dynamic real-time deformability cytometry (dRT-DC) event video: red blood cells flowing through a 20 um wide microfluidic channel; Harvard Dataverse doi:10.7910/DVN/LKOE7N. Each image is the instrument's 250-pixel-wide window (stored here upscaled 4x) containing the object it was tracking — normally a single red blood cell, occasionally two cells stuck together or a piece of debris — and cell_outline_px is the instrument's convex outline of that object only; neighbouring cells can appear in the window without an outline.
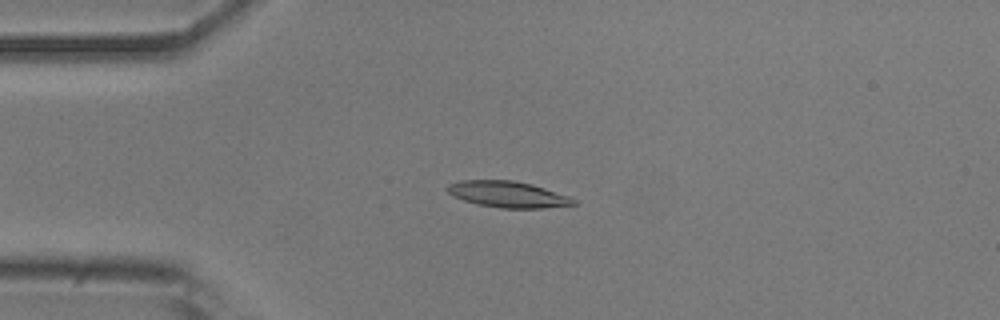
{"species": "common noctule bat (a hibernating species)", "species_latin": "Nyctalus noctula", "temperature_condition": "room temperature", "stored_images_in_passage": 38, "camera_frame_rate_fps": 3000, "um_per_image_px": 0.085, "animal": {"sex": "male", "body_mass_g": 20.5, "forearm_length_mm": 52.5}, "frame": {"image": 1, "passage_image": 11, "time_ms": 3.333, "image_size_px": [1000, 320], "cell_outline_px": [[576, 204], [544, 208], [500, 208], [476, 204], [452, 196], [444, 188], [448, 184], [460, 180], [512, 180], [532, 184], [568, 196], [576, 200]], "centroid_in_image_um": [43.11, 16.52], "position_along_channel_um": 41.9, "area_um2": 19.31}}
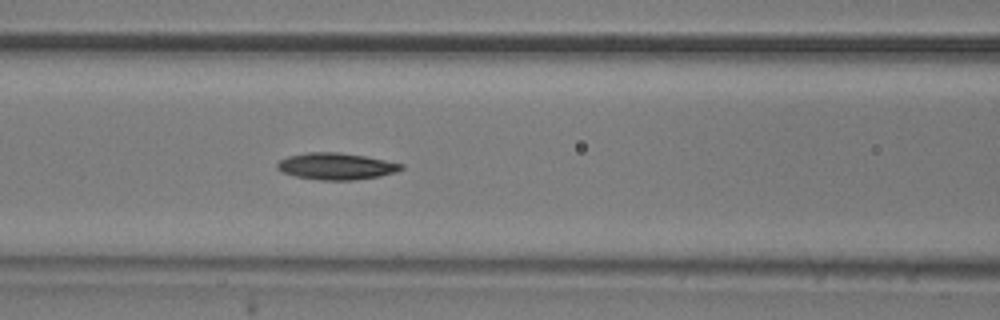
{"frame": {"image": 2, "passage_image": 20, "time_ms": 6.333, "image_size_px": [1000, 320], "cell_outline_px": [[404, 168], [396, 172], [380, 176], [356, 180], [320, 180], [296, 176], [280, 172], [276, 168], [276, 164], [280, 160], [288, 156], [308, 152], [340, 152], [364, 156], [404, 164]], "centroid_in_image_um": [28.56, 14.13], "position_along_channel_um": 138.0, "area_um2": 19.36}}
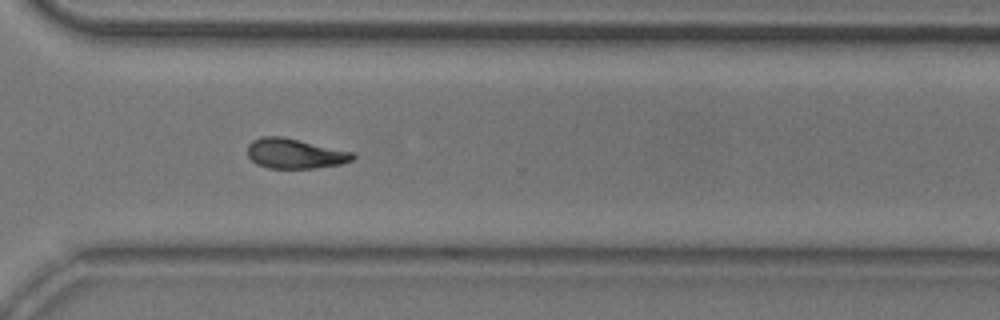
{"frame": {"image": 3, "passage_image": 36, "time_ms": 11.667, "image_size_px": [1000, 320], "cell_outline_px": [[356, 156], [352, 160], [340, 164], [316, 168], [268, 168], [256, 164], [248, 156], [248, 144], [252, 140], [260, 136], [280, 136], [300, 140], [352, 152]], "centroid_in_image_um": [25.03, 13.05], "position_along_channel_um": 345.6, "area_um2": 18.32}}